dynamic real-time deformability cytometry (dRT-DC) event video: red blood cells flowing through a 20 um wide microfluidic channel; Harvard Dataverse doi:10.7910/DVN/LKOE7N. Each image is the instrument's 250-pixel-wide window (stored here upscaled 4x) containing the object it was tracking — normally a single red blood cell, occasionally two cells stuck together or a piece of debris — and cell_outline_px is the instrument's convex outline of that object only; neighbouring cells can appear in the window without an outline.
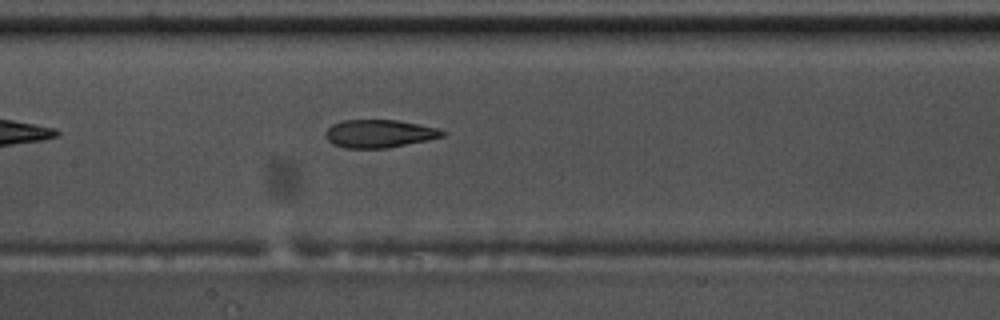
{"species": "common noctule bat (a hibernating species)", "species_latin": "Nyctalus noctula", "temperature_condition": "warm", "stored_images_in_passage": 22, "camera_frame_rate_fps": 3000, "um_per_image_px": 0.085, "animal": {"sex": "male", "body_mass_g": 17.5, "forearm_length_mm": 52.3}, "frame": {"image": 1, "passage_image": 11, "time_ms": 3.333, "image_size_px": [1000, 320], "cell_outline_px": [[444, 136], [388, 148], [344, 148], [332, 144], [328, 140], [324, 132], [332, 124], [340, 120], [396, 120], [420, 124], [440, 128], [444, 132]], "centroid_in_image_um": [32.2, 11.35], "position_along_channel_um": 175.2, "area_um2": 19.07}}